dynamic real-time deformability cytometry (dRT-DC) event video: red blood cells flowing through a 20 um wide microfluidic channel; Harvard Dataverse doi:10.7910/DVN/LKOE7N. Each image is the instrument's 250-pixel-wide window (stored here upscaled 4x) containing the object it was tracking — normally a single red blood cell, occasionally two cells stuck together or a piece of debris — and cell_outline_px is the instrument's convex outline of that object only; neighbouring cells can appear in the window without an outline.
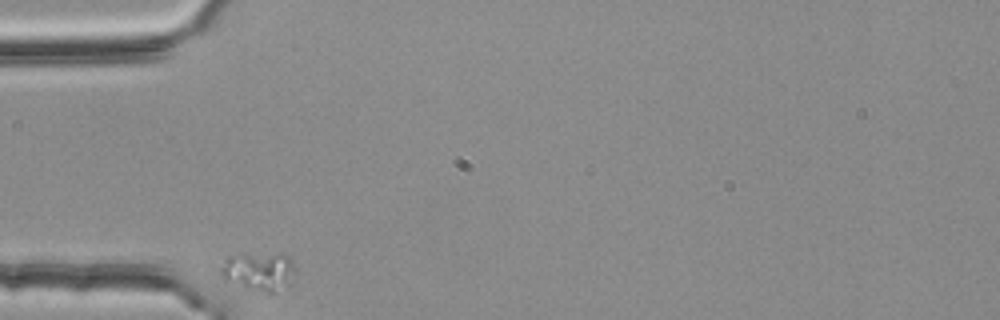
{"species": "common noctule bat (a hibernating species)", "species_latin": "Nyctalus noctula", "temperature_condition": "room temperature", "stored_images_in_passage": 35, "camera_frame_rate_fps": 3000, "um_per_image_px": 0.085, "animal": {"sex": "female", "body_mass_g": 25.1}, "frame": {"image": 1, "passage_image": 1, "time_ms": 0.0, "image_size_px": [1000, 320], "cell_outline_px": [[296, 276], [268, 296], [244, 288], [224, 280], [220, 276], [216, 268], [228, 256], [240, 252], [280, 252], [288, 256], [292, 260], [296, 268]], "centroid_in_image_um": [21.93, 23.02], "position_along_channel_um": 63.1, "area_um2": 18.09}}